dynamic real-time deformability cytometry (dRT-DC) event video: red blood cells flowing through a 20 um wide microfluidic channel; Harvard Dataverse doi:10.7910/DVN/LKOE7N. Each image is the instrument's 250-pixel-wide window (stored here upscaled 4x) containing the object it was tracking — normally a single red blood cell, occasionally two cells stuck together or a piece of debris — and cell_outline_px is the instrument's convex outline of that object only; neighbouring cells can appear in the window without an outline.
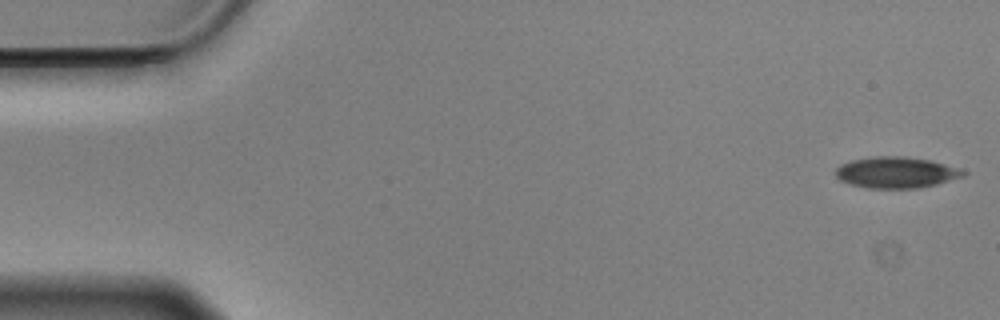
{"species": "Egyptian fruit bat (a non-hibernating species)", "species_latin": "Rousettus aegyptiacus", "temperature_condition": "cold", "stored_images_in_passage": 56, "camera_frame_rate_fps": 3000, "um_per_image_px": 0.085, "animal": {"sex": "male"}, "frame": {"image": 1, "passage_image": 1, "time_ms": 0.0, "image_size_px": [1000, 320], "cell_outline_px": [[968, 172], [964, 176], [936, 184], [916, 188], [868, 188], [852, 184], [840, 180], [836, 176], [836, 168], [840, 164], [852, 160], [876, 156], [908, 156], [928, 160], [944, 164]], "centroid_in_image_um": [76.15, 14.65], "position_along_channel_um": 8.8, "area_um2": 22.95}}
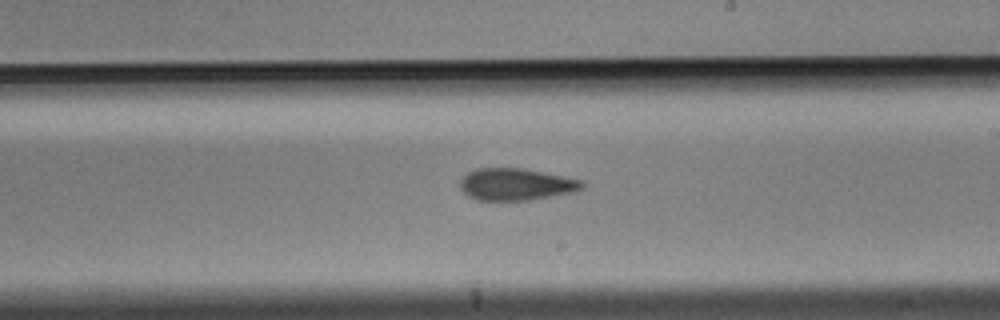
{"frame": {"image": 2, "passage_image": 32, "time_ms": 10.333, "image_size_px": [1000, 320], "cell_outline_px": [[584, 188], [576, 192], [528, 200], [476, 200], [468, 196], [460, 188], [460, 180], [468, 172], [476, 168], [524, 168], [584, 180]], "centroid_in_image_um": [43.89, 15.66], "position_along_channel_um": 245.1, "area_um2": 22.95}}
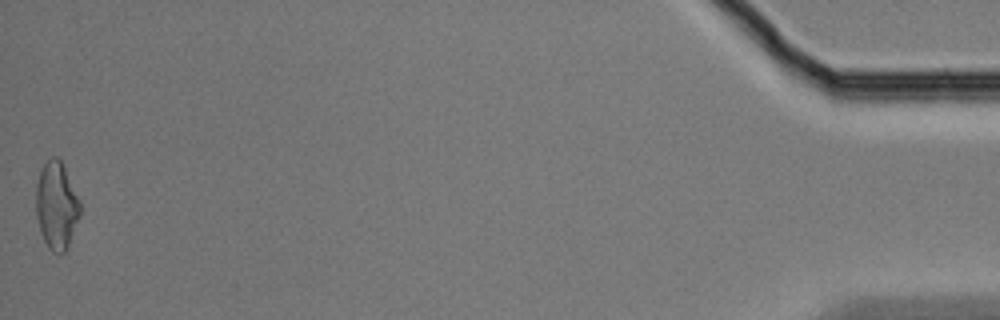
{"frame": {"image": 3, "passage_image": 56, "time_ms": 18.333, "image_size_px": [1000, 320], "cell_outline_px": [[80, 216], [68, 248], [64, 252], [52, 252], [48, 248], [40, 232], [36, 216], [36, 184], [40, 172], [44, 164], [52, 156], [56, 156], [60, 160], [80, 200]], "centroid_in_image_um": [4.8, 17.5], "position_along_channel_um": 430.4, "area_um2": 22.43}, "authors_computed_cell_mechanics": {"area_um2": 23.4668, "velocity_mm_per_s": 3.5242, "shape_relaxation_time_tau1_ms": 7.0066, "shape_relaxation_time_tau2_ms": 4.9968, "deformation_change_tau1": 0.14, "deformation_change_tau2": 0.1412}}